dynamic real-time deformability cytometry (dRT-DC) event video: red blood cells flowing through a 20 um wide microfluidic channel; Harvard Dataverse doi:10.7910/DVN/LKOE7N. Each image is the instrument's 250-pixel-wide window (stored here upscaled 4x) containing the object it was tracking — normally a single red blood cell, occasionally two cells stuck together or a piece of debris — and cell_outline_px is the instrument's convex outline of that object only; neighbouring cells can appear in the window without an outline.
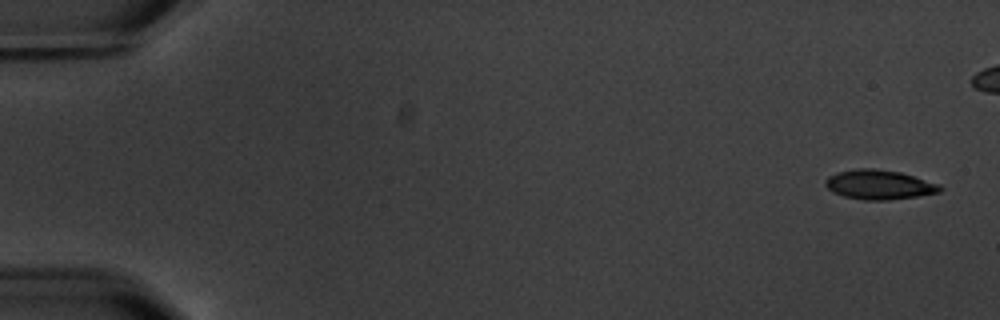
{"species": "common noctule bat (a hibernating species)", "species_latin": "Nyctalus noctula", "temperature_condition": "warm", "stored_images_in_passage": 7, "camera_frame_rate_fps": 3000, "um_per_image_px": 0.085, "animal": {"sex": "male", "body_mass_g": 20.1, "forearm_length_mm": 53.5}, "frame": {"image": 1, "passage_image": 1, "time_ms": 0.0, "image_size_px": [1000, 320], "cell_outline_px": [[944, 188], [940, 192], [916, 196], [888, 200], [864, 200], [844, 196], [832, 192], [824, 184], [824, 180], [828, 176], [836, 172], [856, 168], [872, 168], [900, 172], [940, 184]], "centroid_in_image_um": [74.7, 15.69], "position_along_channel_um": 10.3, "area_um2": 19.77}}